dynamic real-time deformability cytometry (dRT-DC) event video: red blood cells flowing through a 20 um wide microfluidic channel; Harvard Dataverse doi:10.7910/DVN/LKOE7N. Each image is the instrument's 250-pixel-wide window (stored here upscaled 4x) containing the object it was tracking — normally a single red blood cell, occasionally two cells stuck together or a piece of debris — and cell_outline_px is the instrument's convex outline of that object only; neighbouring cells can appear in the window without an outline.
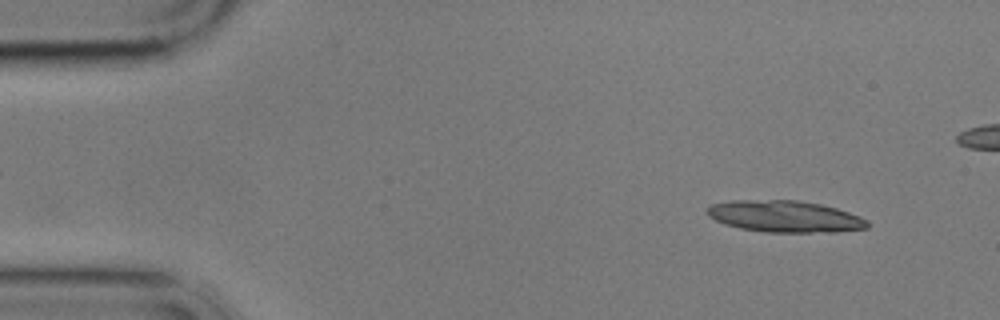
{"species": "common noctule bat (a hibernating species)", "species_latin": "Nyctalus noctula", "temperature_condition": "cold", "stored_images_in_passage": 9, "segment_of_instrument_passage": [1, 2], "camera_frame_rate_fps": 3000, "um_per_image_px": 0.085, "animal": {"sex": "male", "body_mass_g": 17.9}, "frame": {"image": 1, "passage_image": 1, "time_ms": 0.0, "image_size_px": [1000, 320], "cell_outline_px": [[868, 228], [836, 232], [768, 232], [740, 228], [724, 224], [708, 216], [708, 204], [728, 200], [796, 200], [820, 204], [836, 208], [860, 216], [868, 220]], "centroid_in_image_um": [66.7, 18.39], "position_along_channel_um": 18.3, "area_um2": 29.59}}